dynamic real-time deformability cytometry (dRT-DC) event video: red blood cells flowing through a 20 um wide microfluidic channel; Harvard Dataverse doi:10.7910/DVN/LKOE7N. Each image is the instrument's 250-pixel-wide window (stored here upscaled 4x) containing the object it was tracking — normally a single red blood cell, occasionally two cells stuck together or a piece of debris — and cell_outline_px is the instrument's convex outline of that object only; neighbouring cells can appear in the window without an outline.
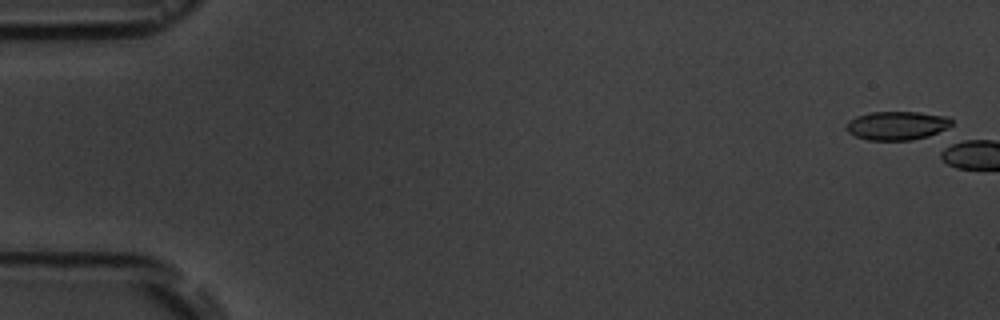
{"species": "common noctule bat (a hibernating species)", "species_latin": "Nyctalus noctula", "temperature_condition": "room temperature", "stored_images_in_passage": 5, "camera_frame_rate_fps": 3000, "um_per_image_px": 0.085, "animal": {"sex": "male", "body_mass_g": 19.5, "forearm_length_mm": 54.6}, "frame": {"image": 1, "passage_image": 1, "time_ms": 0.0, "image_size_px": [1000, 320], "cell_outline_px": [[952, 124], [928, 136], [912, 140], [868, 140], [856, 136], [848, 132], [848, 124], [856, 116], [868, 112], [920, 112], [948, 116], [952, 120]], "centroid_in_image_um": [76.26, 10.66], "position_along_channel_um": 8.7, "area_um2": 17.34}}